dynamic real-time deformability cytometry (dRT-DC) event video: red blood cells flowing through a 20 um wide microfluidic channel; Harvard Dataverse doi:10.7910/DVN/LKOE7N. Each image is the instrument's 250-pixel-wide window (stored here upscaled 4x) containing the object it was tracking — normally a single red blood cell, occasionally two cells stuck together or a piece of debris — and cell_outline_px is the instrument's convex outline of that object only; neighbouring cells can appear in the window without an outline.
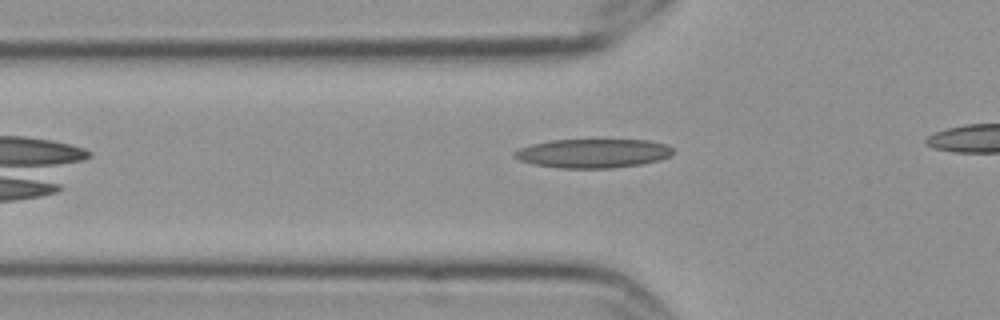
{"species": "Egyptian fruit bat (a non-hibernating species)", "species_latin": "Rousettus aegyptiacus", "temperature_condition": "cold", "stored_images_in_passage": 37, "camera_frame_rate_fps": 3000, "um_per_image_px": 0.085, "frame": {"image": 1, "passage_image": 2, "time_ms": 0.333, "image_size_px": [1000, 320], "cell_outline_px": [[672, 152], [668, 156], [660, 160], [640, 164], [612, 168], [560, 168], [536, 164], [520, 160], [512, 156], [512, 152], [520, 148], [532, 144], [552, 140], [648, 140], [668, 144], [672, 148]], "centroid_in_image_um": [50.4, 13.03], "position_along_channel_um": 75.4, "area_um2": 26.65}}
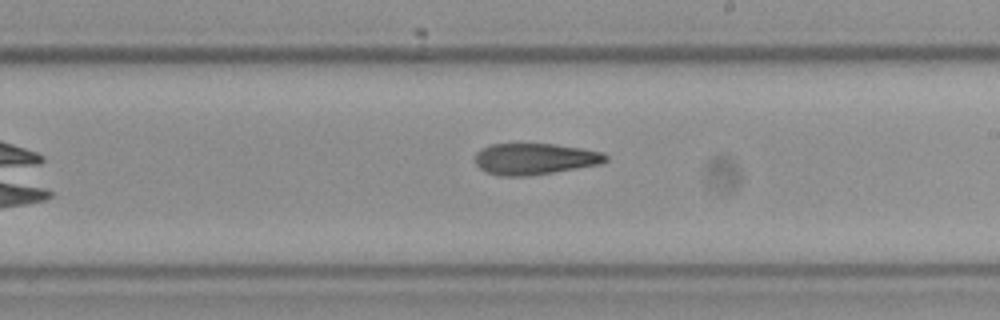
{"frame": {"image": 2, "passage_image": 16, "time_ms": 5.0, "image_size_px": [1000, 320], "cell_outline_px": [[608, 160], [600, 164], [552, 172], [524, 176], [500, 176], [488, 172], [480, 168], [476, 164], [476, 152], [492, 144], [556, 144], [604, 152], [608, 156]], "centroid_in_image_um": [45.48, 13.5], "position_along_channel_um": 243.5, "area_um2": 23.58}}
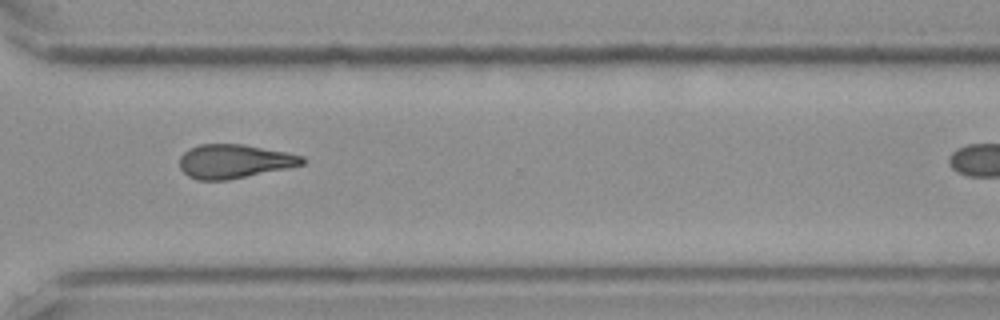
{"frame": {"image": 3, "passage_image": 25, "time_ms": 8.0, "image_size_px": [1000, 320], "cell_outline_px": [[308, 160], [304, 164], [288, 168], [228, 180], [196, 180], [188, 176], [180, 168], [180, 156], [188, 148], [200, 144], [244, 144], [304, 156]], "centroid_in_image_um": [19.91, 13.71], "position_along_channel_um": 350.7, "area_um2": 24.33}}